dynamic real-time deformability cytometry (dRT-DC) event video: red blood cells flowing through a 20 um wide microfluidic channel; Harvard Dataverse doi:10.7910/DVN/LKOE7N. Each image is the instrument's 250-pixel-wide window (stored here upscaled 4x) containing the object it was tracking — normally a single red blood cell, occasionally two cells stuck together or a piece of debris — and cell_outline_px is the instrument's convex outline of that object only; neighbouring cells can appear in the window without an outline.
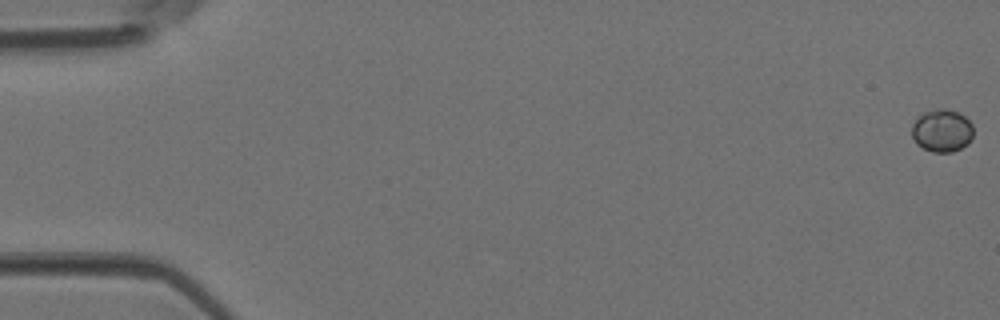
{"species": "Egyptian fruit bat (a non-hibernating species)", "species_latin": "Rousettus aegyptiacus", "temperature_condition": "room temperature", "stored_images_in_passage": 5, "camera_frame_rate_fps": 3000, "um_per_image_px": 0.085, "animal": {"sex": "female"}, "frame": {"image": 1, "passage_image": 1, "time_ms": 0.0, "image_size_px": [1000, 320], "cell_outline_px": [[972, 136], [968, 144], [952, 152], [932, 152], [916, 144], [912, 136], [912, 124], [924, 112], [936, 108], [944, 108], [956, 112], [964, 116], [972, 124]], "centroid_in_image_um": [80.06, 11.11], "position_along_channel_um": 4.9, "area_um2": 15.2}}
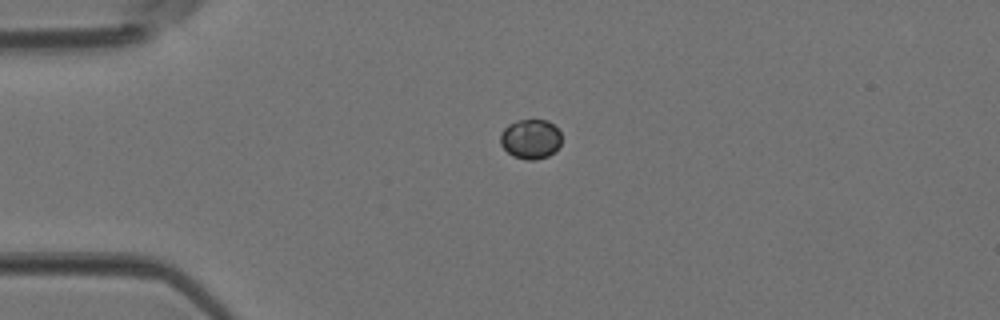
{"frame": {"image": 2, "passage_image": 4, "time_ms": 1.0, "image_size_px": [1000, 320], "cell_outline_px": [[560, 144], [548, 156], [536, 160], [528, 160], [512, 156], [500, 144], [500, 132], [508, 124], [516, 120], [548, 120], [560, 132]], "centroid_in_image_um": [45.06, 11.81], "position_along_channel_um": 39.9, "area_um2": 14.1}}
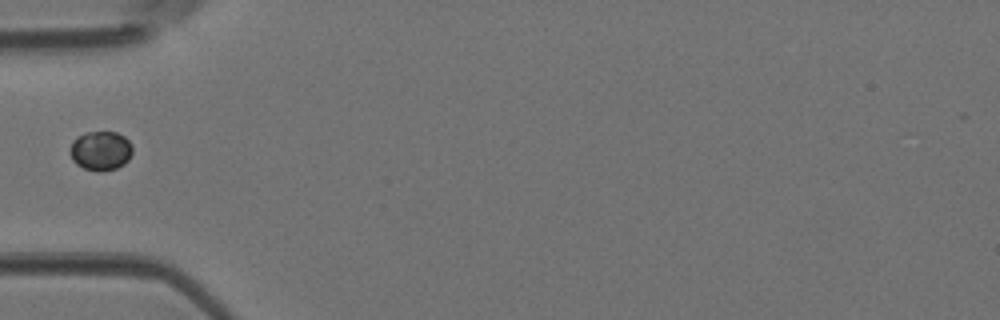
{"frame": {"image": 3, "passage_image": 5, "time_ms": 1.333, "image_size_px": [1000, 320], "cell_outline_px": [[132, 152], [128, 160], [124, 164], [116, 168], [100, 172], [96, 172], [84, 168], [76, 164], [72, 160], [72, 140], [76, 136], [88, 132], [116, 132], [124, 136], [132, 144]], "centroid_in_image_um": [8.58, 12.81], "position_along_channel_um": 76.4, "area_um2": 14.28}}